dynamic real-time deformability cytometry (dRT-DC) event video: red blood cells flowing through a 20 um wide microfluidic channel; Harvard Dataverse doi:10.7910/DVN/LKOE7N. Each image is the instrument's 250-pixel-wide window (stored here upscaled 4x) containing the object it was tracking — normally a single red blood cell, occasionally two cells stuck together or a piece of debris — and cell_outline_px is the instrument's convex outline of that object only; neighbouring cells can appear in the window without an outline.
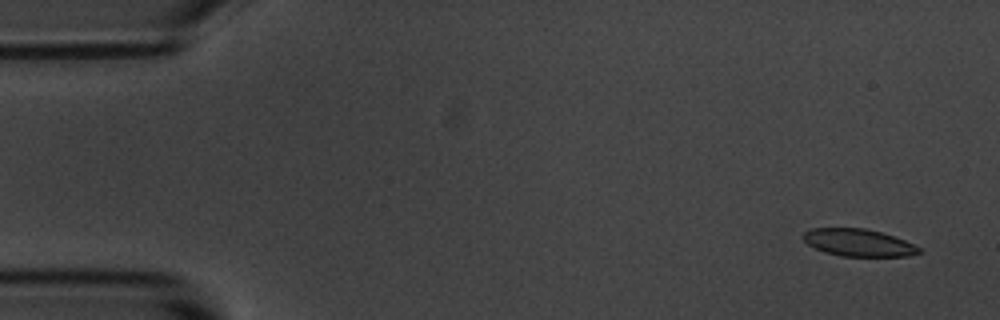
{"species": "common noctule bat (a hibernating species)", "species_latin": "Nyctalus noctula", "temperature_condition": "room temperature", "stored_images_in_passage": 7, "camera_frame_rate_fps": 3000, "um_per_image_px": 0.085, "animal": {"sex": "male", "body_mass_g": 20.1, "forearm_length_mm": 53.5}, "frame": {"image": 1, "passage_image": 1, "time_ms": 0.0, "image_size_px": [1000, 320], "cell_outline_px": [[924, 252], [908, 256], [840, 256], [824, 252], [808, 244], [804, 240], [804, 232], [812, 228], [864, 228], [880, 232], [904, 240], [920, 248]], "centroid_in_image_um": [72.98, 20.63], "position_along_channel_um": 12.0, "area_um2": 18.26}}
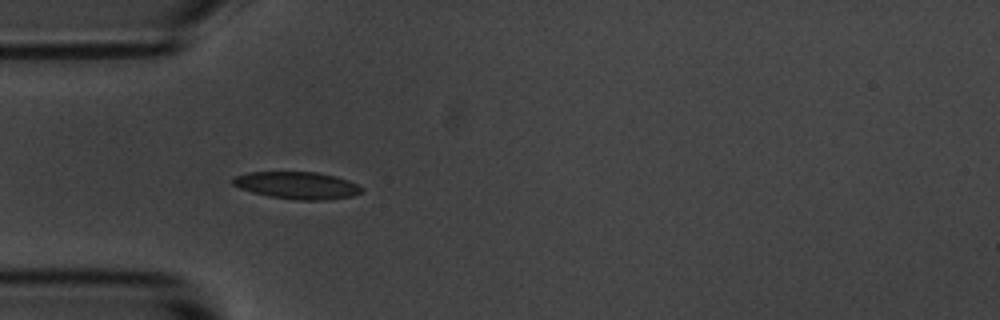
{"frame": {"image": 2, "passage_image": 5, "time_ms": 4.333, "image_size_px": [1000, 320], "cell_outline_px": [[364, 188], [360, 192], [352, 196], [324, 200], [296, 200], [268, 196], [252, 192], [240, 188], [232, 184], [232, 180], [236, 176], [248, 172], [316, 172], [336, 176], [348, 180]], "centroid_in_image_um": [25.25, 15.75], "position_along_channel_um": 59.7, "area_um2": 20.35}}
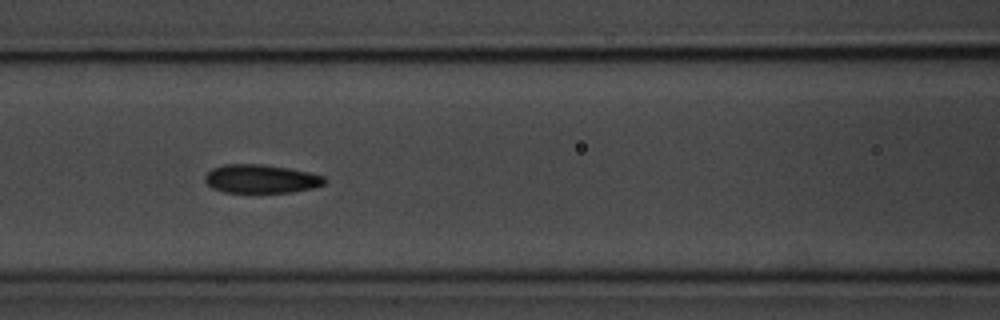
{"frame": {"image": 3, "passage_image": 7, "time_ms": 6.667, "image_size_px": [1000, 320], "cell_outline_px": [[328, 180], [324, 184], [312, 188], [292, 192], [224, 192], [212, 188], [204, 180], [204, 176], [212, 168], [224, 164], [260, 164], [288, 168], [308, 172], [324, 176]], "centroid_in_image_um": [22.18, 15.2], "position_along_channel_um": 144.4, "area_um2": 19.88}}